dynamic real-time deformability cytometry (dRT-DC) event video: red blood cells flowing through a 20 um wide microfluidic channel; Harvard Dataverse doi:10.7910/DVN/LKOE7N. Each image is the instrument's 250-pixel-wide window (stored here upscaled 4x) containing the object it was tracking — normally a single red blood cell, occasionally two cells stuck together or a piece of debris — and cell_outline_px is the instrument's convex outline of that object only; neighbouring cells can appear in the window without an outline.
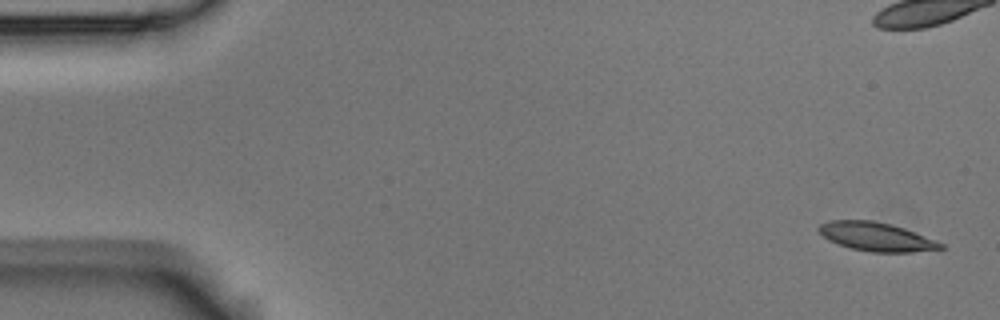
{"species": "Egyptian fruit bat (a non-hibernating species)", "species_latin": "Rousettus aegyptiacus", "temperature_condition": "room temperature", "stored_images_in_passage": 15, "camera_frame_rate_fps": 3000, "um_per_image_px": 0.085, "animal": {"sex": "male"}, "frame": {"image": 1, "passage_image": 1, "time_ms": 0.0, "image_size_px": [1000, 320], "cell_outline_px": [[944, 248], [912, 252], [872, 252], [852, 248], [828, 240], [816, 228], [820, 224], [828, 220], [872, 220], [892, 224], [904, 228], [944, 244]], "centroid_in_image_um": [74.46, 20.11], "position_along_channel_um": 10.5, "area_um2": 20.17}}
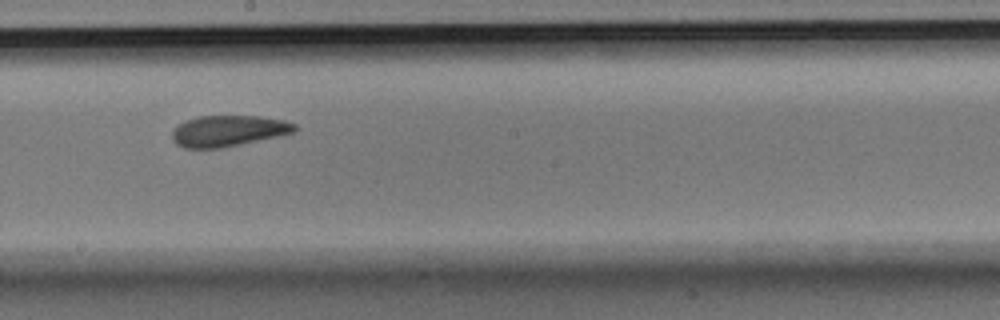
{"frame": {"image": 2, "passage_image": 9, "time_ms": 2.667, "image_size_px": [1000, 320], "cell_outline_px": [[300, 128], [292, 132], [276, 136], [240, 144], [220, 148], [184, 148], [176, 144], [172, 140], [172, 132], [176, 124], [184, 120], [200, 116], [260, 116], [284, 120], [296, 124]], "centroid_in_image_um": [19.36, 11.11], "position_along_channel_um": 228.8, "area_um2": 22.2}}
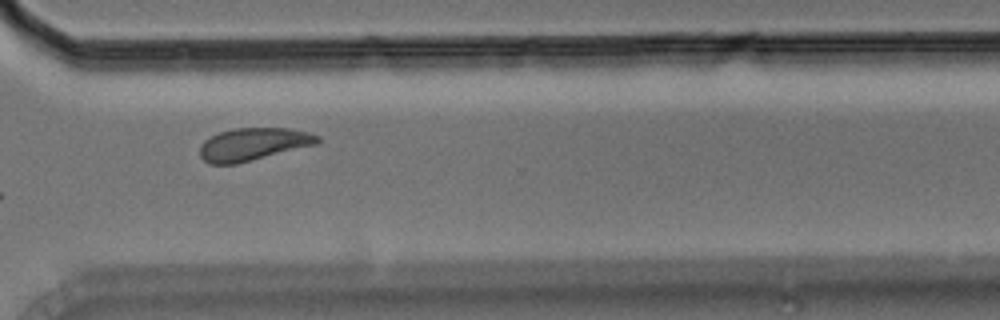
{"frame": {"image": 3, "passage_image": 12, "time_ms": 3.667, "image_size_px": [1000, 320], "cell_outline_px": [[320, 140], [316, 144], [236, 164], [208, 164], [200, 156], [200, 144], [204, 140], [220, 132], [236, 128], [288, 128], [308, 132], [320, 136]], "centroid_in_image_um": [21.5, 12.26], "position_along_channel_um": 349.1, "area_um2": 22.2}}